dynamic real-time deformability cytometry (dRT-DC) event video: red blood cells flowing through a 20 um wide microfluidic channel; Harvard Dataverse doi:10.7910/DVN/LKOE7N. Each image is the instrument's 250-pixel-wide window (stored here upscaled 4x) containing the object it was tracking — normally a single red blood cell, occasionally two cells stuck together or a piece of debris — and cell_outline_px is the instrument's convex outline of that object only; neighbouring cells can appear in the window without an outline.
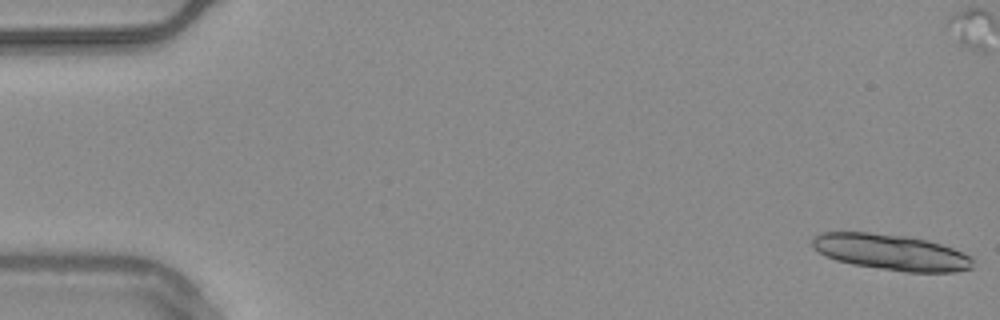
{"species": "common noctule bat (a hibernating species)", "species_latin": "Nyctalus noctula", "temperature_condition": "warm", "stored_images_in_passage": 16, "camera_frame_rate_fps": 3000, "um_per_image_px": 0.085, "animal": {"sex": "male", "body_mass_g": 20.4}, "frame": {"image": 1, "passage_image": 1, "time_ms": 0.0, "image_size_px": [1000, 320], "cell_outline_px": [[972, 268], [952, 272], [904, 272], [852, 264], [836, 260], [824, 256], [812, 248], [812, 236], [820, 232], [868, 232], [904, 236], [928, 240], [952, 248], [972, 256]], "centroid_in_image_um": [75.69, 21.43], "position_along_channel_um": 9.3, "area_um2": 33.7}}